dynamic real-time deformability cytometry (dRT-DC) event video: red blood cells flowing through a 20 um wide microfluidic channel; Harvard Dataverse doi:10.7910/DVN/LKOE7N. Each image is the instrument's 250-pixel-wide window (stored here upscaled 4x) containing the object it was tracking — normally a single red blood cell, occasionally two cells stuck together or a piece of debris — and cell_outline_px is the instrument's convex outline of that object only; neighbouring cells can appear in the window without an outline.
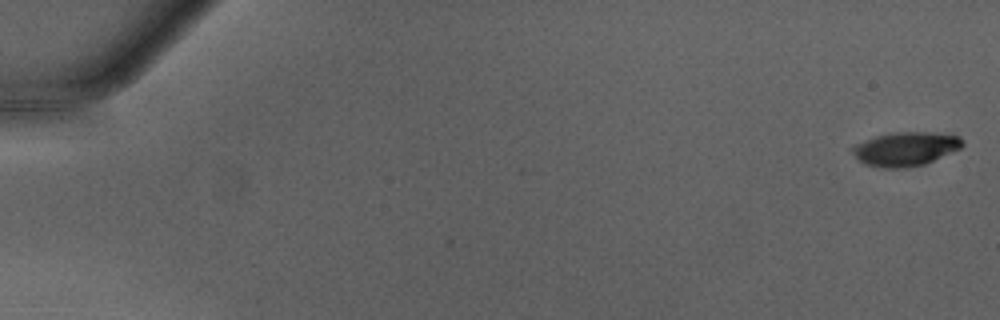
{"species": "Egyptian fruit bat (a non-hibernating species)", "species_latin": "Rousettus aegyptiacus", "temperature_condition": "warm", "stored_images_in_passage": 5, "camera_frame_rate_fps": 3000, "um_per_image_px": 0.085, "animal": {"sex": "male"}, "frame": {"image": 1, "passage_image": 1, "time_ms": 0.0, "image_size_px": [1000, 320], "cell_outline_px": [[964, 144], [960, 148], [924, 164], [908, 168], [884, 168], [864, 164], [848, 148], [856, 144], [876, 136], [896, 132], [932, 132], [960, 136], [964, 140]], "centroid_in_image_um": [76.97, 12.65], "position_along_channel_um": 8.0, "area_um2": 21.68}}